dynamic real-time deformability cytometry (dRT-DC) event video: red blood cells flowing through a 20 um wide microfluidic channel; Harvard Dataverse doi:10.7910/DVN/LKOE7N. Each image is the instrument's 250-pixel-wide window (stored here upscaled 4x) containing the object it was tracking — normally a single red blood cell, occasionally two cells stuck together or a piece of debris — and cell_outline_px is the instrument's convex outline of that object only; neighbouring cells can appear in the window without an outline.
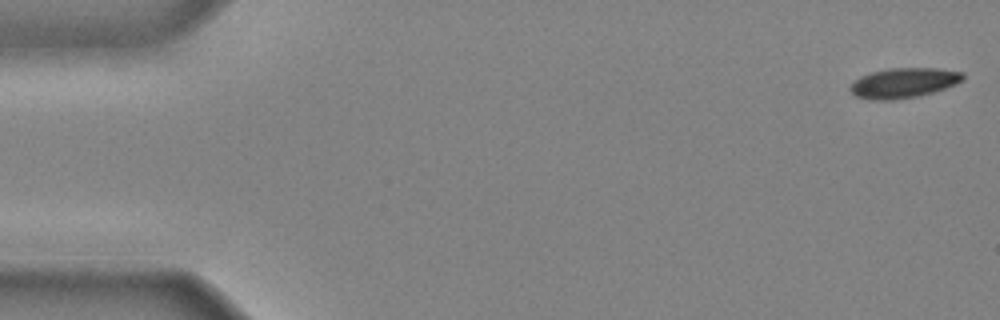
{"species": "common noctule bat (a hibernating species)", "species_latin": "Nyctalus noctula", "temperature_condition": "cold", "stored_images_in_passage": 11, "camera_frame_rate_fps": 3000, "um_per_image_px": 0.085, "animal": {"sex": "male", "body_mass_g": 20.4}, "frame": {"image": 1, "passage_image": 1, "time_ms": 0.0, "image_size_px": [1000, 320], "cell_outline_px": [[964, 80], [956, 84], [932, 92], [916, 96], [892, 100], [876, 100], [856, 96], [848, 88], [860, 76], [872, 72], [888, 68], [936, 68], [964, 72]], "centroid_in_image_um": [76.83, 7.03], "position_along_channel_um": 8.2, "area_um2": 19.54}}
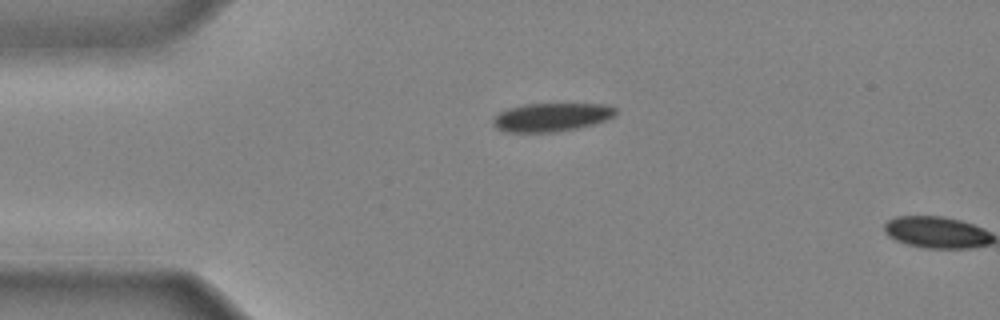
{"frame": {"image": 2, "passage_image": 10, "time_ms": 3.0, "image_size_px": [1000, 320], "cell_outline_px": [[616, 116], [592, 124], [576, 128], [556, 132], [504, 132], [496, 128], [492, 124], [492, 120], [500, 112], [508, 108], [524, 104], [604, 104], [616, 108]], "centroid_in_image_um": [46.85, 9.96], "position_along_channel_um": 38.2, "area_um2": 20.29}}